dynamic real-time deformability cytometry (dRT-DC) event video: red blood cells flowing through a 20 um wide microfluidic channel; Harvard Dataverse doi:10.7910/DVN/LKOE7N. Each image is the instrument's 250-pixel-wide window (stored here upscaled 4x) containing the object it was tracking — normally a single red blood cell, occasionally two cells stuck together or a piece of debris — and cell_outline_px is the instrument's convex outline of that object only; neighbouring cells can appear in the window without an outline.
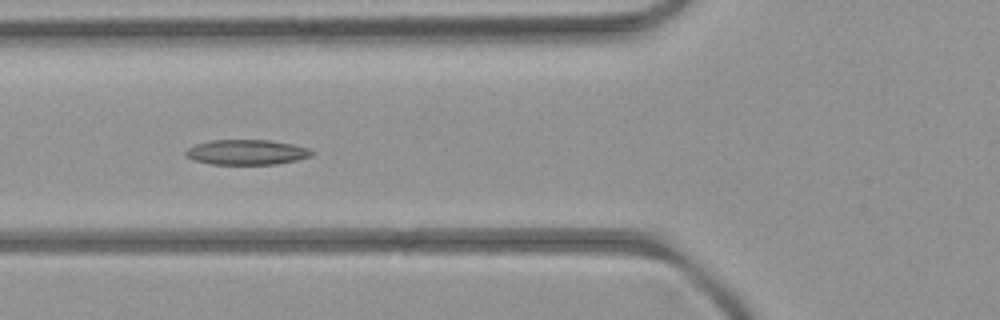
{"species": "common noctule bat (a hibernating species)", "species_latin": "Nyctalus noctula", "temperature_condition": "room temperature", "stored_images_in_passage": 4, "camera_frame_rate_fps": 3000, "um_per_image_px": 0.085, "animal": {"sex": "female", "body_mass_g": 21.9}, "frame": {"image": 1, "passage_image": 2, "time_ms": 1.0, "image_size_px": [1000, 320], "cell_outline_px": [[316, 152], [312, 156], [296, 160], [276, 164], [212, 164], [196, 160], [184, 156], [184, 152], [188, 148], [196, 144], [212, 140], [268, 140], [292, 144], [308, 148]], "centroid_in_image_um": [20.98, 12.93], "position_along_channel_um": 104.8, "area_um2": 18.38}}
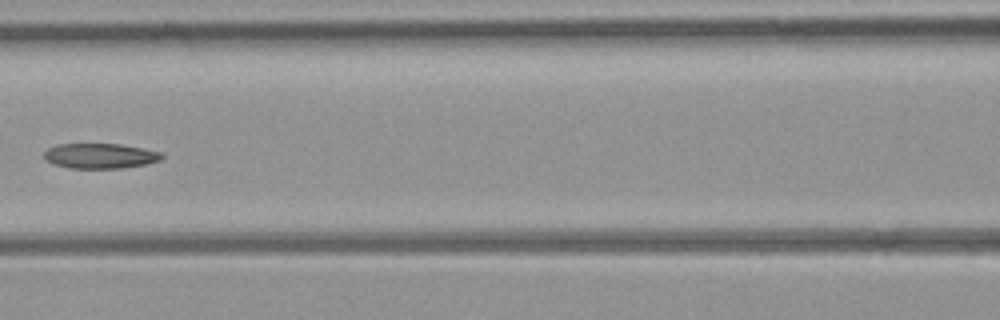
{"frame": {"image": 2, "passage_image": 3, "time_ms": 2.333, "image_size_px": [1000, 320], "cell_outline_px": [[164, 156], [160, 160], [148, 164], [120, 168], [68, 168], [52, 164], [44, 160], [44, 152], [48, 148], [56, 144], [120, 144], [164, 152]], "centroid_in_image_um": [8.51, 13.25], "position_along_channel_um": 158.1, "area_um2": 17.46}}
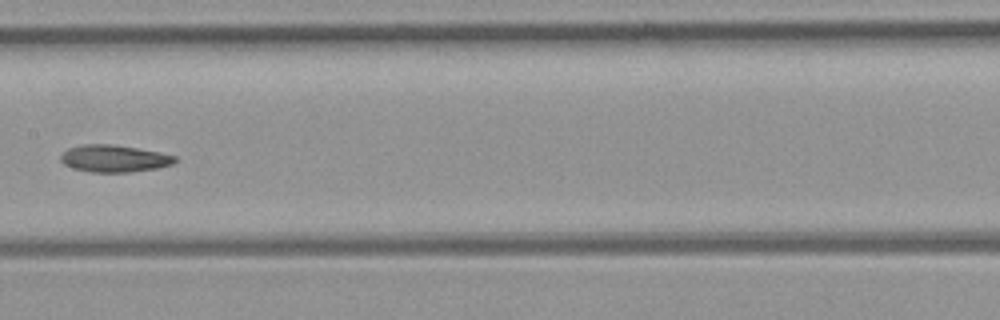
{"frame": {"image": 3, "passage_image": 4, "time_ms": 3.333, "image_size_px": [1000, 320], "cell_outline_px": [[176, 160], [172, 164], [156, 168], [128, 172], [88, 172], [72, 168], [64, 164], [60, 160], [60, 156], [68, 148], [84, 144], [112, 144], [160, 152], [176, 156]], "centroid_in_image_um": [9.67, 13.47], "position_along_channel_um": 197.7, "area_um2": 17.98}}